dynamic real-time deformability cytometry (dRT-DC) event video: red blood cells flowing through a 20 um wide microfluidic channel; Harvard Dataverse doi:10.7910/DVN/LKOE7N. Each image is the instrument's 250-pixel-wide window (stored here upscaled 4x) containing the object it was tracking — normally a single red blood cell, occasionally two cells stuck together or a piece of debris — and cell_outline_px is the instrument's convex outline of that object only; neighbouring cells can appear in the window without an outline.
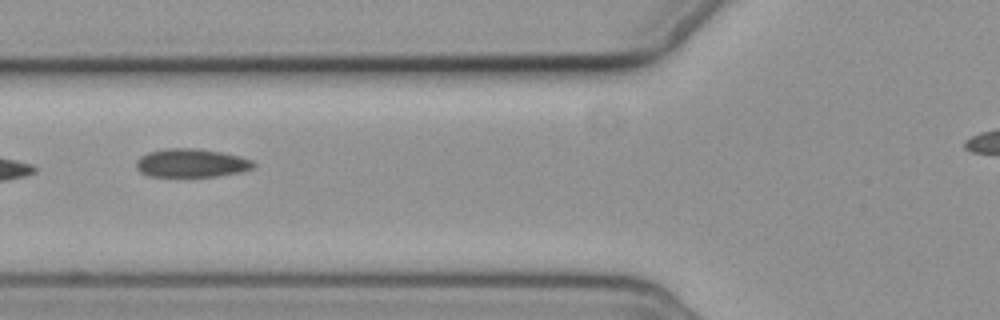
{"species": "common noctule bat (a hibernating species)", "species_latin": "Nyctalus noctula", "temperature_condition": "cold", "stored_images_in_passage": 7, "camera_frame_rate_fps": 3000, "um_per_image_px": 0.085, "animal": {"sex": "female", "body_mass_g": 19.3, "forearm_length_mm": 54.1}, "frame": {"image": 1, "passage_image": 6, "time_ms": 5.667, "image_size_px": [1000, 320], "cell_outline_px": [[256, 164], [252, 168], [240, 172], [216, 176], [148, 176], [140, 172], [136, 168], [136, 160], [140, 156], [148, 152], [168, 148], [200, 148], [240, 156], [252, 160]], "centroid_in_image_um": [16.25, 13.85], "position_along_channel_um": 109.6, "area_um2": 19.48}}